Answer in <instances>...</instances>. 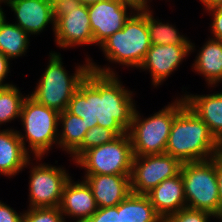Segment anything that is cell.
Wrapping results in <instances>:
<instances>
[{
  "mask_svg": "<svg viewBox=\"0 0 222 222\" xmlns=\"http://www.w3.org/2000/svg\"><path fill=\"white\" fill-rule=\"evenodd\" d=\"M89 63L90 71L70 99L67 111L83 118L88 129L98 125L117 136L124 135L136 109L133 91L125 88L110 65H97L91 57Z\"/></svg>",
  "mask_w": 222,
  "mask_h": 222,
  "instance_id": "obj_1",
  "label": "cell"
},
{
  "mask_svg": "<svg viewBox=\"0 0 222 222\" xmlns=\"http://www.w3.org/2000/svg\"><path fill=\"white\" fill-rule=\"evenodd\" d=\"M165 153L181 163L205 161L220 154V143L185 104L174 117Z\"/></svg>",
  "mask_w": 222,
  "mask_h": 222,
  "instance_id": "obj_2",
  "label": "cell"
},
{
  "mask_svg": "<svg viewBox=\"0 0 222 222\" xmlns=\"http://www.w3.org/2000/svg\"><path fill=\"white\" fill-rule=\"evenodd\" d=\"M48 60L49 63L36 83L35 89L28 95L39 104L60 113L67 110L70 99L90 71V58L88 56L85 58V63L77 65L72 74L63 66L59 52H49Z\"/></svg>",
  "mask_w": 222,
  "mask_h": 222,
  "instance_id": "obj_3",
  "label": "cell"
},
{
  "mask_svg": "<svg viewBox=\"0 0 222 222\" xmlns=\"http://www.w3.org/2000/svg\"><path fill=\"white\" fill-rule=\"evenodd\" d=\"M151 45L146 7L138 8L123 28L107 38L99 48L109 64L132 67L133 70L139 68Z\"/></svg>",
  "mask_w": 222,
  "mask_h": 222,
  "instance_id": "obj_4",
  "label": "cell"
},
{
  "mask_svg": "<svg viewBox=\"0 0 222 222\" xmlns=\"http://www.w3.org/2000/svg\"><path fill=\"white\" fill-rule=\"evenodd\" d=\"M184 105V98L178 96L146 118L136 108L128 131L133 156L164 154L174 117Z\"/></svg>",
  "mask_w": 222,
  "mask_h": 222,
  "instance_id": "obj_5",
  "label": "cell"
},
{
  "mask_svg": "<svg viewBox=\"0 0 222 222\" xmlns=\"http://www.w3.org/2000/svg\"><path fill=\"white\" fill-rule=\"evenodd\" d=\"M19 121L22 122L24 132L17 130L19 138L32 157H44L55 144L58 148L57 110L39 104L28 95L23 101Z\"/></svg>",
  "mask_w": 222,
  "mask_h": 222,
  "instance_id": "obj_6",
  "label": "cell"
},
{
  "mask_svg": "<svg viewBox=\"0 0 222 222\" xmlns=\"http://www.w3.org/2000/svg\"><path fill=\"white\" fill-rule=\"evenodd\" d=\"M186 206L220 217V201L216 176V156L212 159L182 163Z\"/></svg>",
  "mask_w": 222,
  "mask_h": 222,
  "instance_id": "obj_7",
  "label": "cell"
},
{
  "mask_svg": "<svg viewBox=\"0 0 222 222\" xmlns=\"http://www.w3.org/2000/svg\"><path fill=\"white\" fill-rule=\"evenodd\" d=\"M133 157L132 142L127 132L112 142L88 149L73 164L84 169V174H131Z\"/></svg>",
  "mask_w": 222,
  "mask_h": 222,
  "instance_id": "obj_8",
  "label": "cell"
},
{
  "mask_svg": "<svg viewBox=\"0 0 222 222\" xmlns=\"http://www.w3.org/2000/svg\"><path fill=\"white\" fill-rule=\"evenodd\" d=\"M33 158L28 160V165L32 166L29 167L28 208L59 207L64 186L72 177L71 174L67 173L62 165L42 163L43 157ZM34 160H36L35 165L34 162H30Z\"/></svg>",
  "mask_w": 222,
  "mask_h": 222,
  "instance_id": "obj_9",
  "label": "cell"
},
{
  "mask_svg": "<svg viewBox=\"0 0 222 222\" xmlns=\"http://www.w3.org/2000/svg\"><path fill=\"white\" fill-rule=\"evenodd\" d=\"M56 47L71 48L94 45L93 33L90 29L88 5L78 0L59 3L54 8Z\"/></svg>",
  "mask_w": 222,
  "mask_h": 222,
  "instance_id": "obj_10",
  "label": "cell"
},
{
  "mask_svg": "<svg viewBox=\"0 0 222 222\" xmlns=\"http://www.w3.org/2000/svg\"><path fill=\"white\" fill-rule=\"evenodd\" d=\"M181 165L177 158L166 153L134 156L130 174L131 192L146 195L162 181L176 176Z\"/></svg>",
  "mask_w": 222,
  "mask_h": 222,
  "instance_id": "obj_11",
  "label": "cell"
},
{
  "mask_svg": "<svg viewBox=\"0 0 222 222\" xmlns=\"http://www.w3.org/2000/svg\"><path fill=\"white\" fill-rule=\"evenodd\" d=\"M137 9L135 4L126 0H101L88 5L94 44L100 46L107 38L121 30Z\"/></svg>",
  "mask_w": 222,
  "mask_h": 222,
  "instance_id": "obj_12",
  "label": "cell"
},
{
  "mask_svg": "<svg viewBox=\"0 0 222 222\" xmlns=\"http://www.w3.org/2000/svg\"><path fill=\"white\" fill-rule=\"evenodd\" d=\"M195 47L192 41L191 45H151L138 69L149 72L152 85L157 88L197 50Z\"/></svg>",
  "mask_w": 222,
  "mask_h": 222,
  "instance_id": "obj_13",
  "label": "cell"
},
{
  "mask_svg": "<svg viewBox=\"0 0 222 222\" xmlns=\"http://www.w3.org/2000/svg\"><path fill=\"white\" fill-rule=\"evenodd\" d=\"M3 3L14 12V24L30 36L39 35L49 24L55 31L54 7L48 0H0Z\"/></svg>",
  "mask_w": 222,
  "mask_h": 222,
  "instance_id": "obj_14",
  "label": "cell"
},
{
  "mask_svg": "<svg viewBox=\"0 0 222 222\" xmlns=\"http://www.w3.org/2000/svg\"><path fill=\"white\" fill-rule=\"evenodd\" d=\"M59 208L65 220L69 217L73 222H86L98 209L87 182L84 179L74 181L72 177L64 186Z\"/></svg>",
  "mask_w": 222,
  "mask_h": 222,
  "instance_id": "obj_15",
  "label": "cell"
},
{
  "mask_svg": "<svg viewBox=\"0 0 222 222\" xmlns=\"http://www.w3.org/2000/svg\"><path fill=\"white\" fill-rule=\"evenodd\" d=\"M98 208L117 206L130 193V174H84Z\"/></svg>",
  "mask_w": 222,
  "mask_h": 222,
  "instance_id": "obj_16",
  "label": "cell"
},
{
  "mask_svg": "<svg viewBox=\"0 0 222 222\" xmlns=\"http://www.w3.org/2000/svg\"><path fill=\"white\" fill-rule=\"evenodd\" d=\"M163 221L187 207L181 173L162 181L146 194Z\"/></svg>",
  "mask_w": 222,
  "mask_h": 222,
  "instance_id": "obj_17",
  "label": "cell"
},
{
  "mask_svg": "<svg viewBox=\"0 0 222 222\" xmlns=\"http://www.w3.org/2000/svg\"><path fill=\"white\" fill-rule=\"evenodd\" d=\"M23 147L17 129L7 127L0 129V175L15 177L24 168L29 167L32 157Z\"/></svg>",
  "mask_w": 222,
  "mask_h": 222,
  "instance_id": "obj_18",
  "label": "cell"
},
{
  "mask_svg": "<svg viewBox=\"0 0 222 222\" xmlns=\"http://www.w3.org/2000/svg\"><path fill=\"white\" fill-rule=\"evenodd\" d=\"M181 96L185 104L208 126L216 140L222 142V90L211 94H189Z\"/></svg>",
  "mask_w": 222,
  "mask_h": 222,
  "instance_id": "obj_19",
  "label": "cell"
},
{
  "mask_svg": "<svg viewBox=\"0 0 222 222\" xmlns=\"http://www.w3.org/2000/svg\"><path fill=\"white\" fill-rule=\"evenodd\" d=\"M192 69L203 75L208 88H216L222 83V41L208 37L198 50ZM218 85V86H217Z\"/></svg>",
  "mask_w": 222,
  "mask_h": 222,
  "instance_id": "obj_20",
  "label": "cell"
},
{
  "mask_svg": "<svg viewBox=\"0 0 222 222\" xmlns=\"http://www.w3.org/2000/svg\"><path fill=\"white\" fill-rule=\"evenodd\" d=\"M6 18L0 5V51L9 60H14L26 55L31 36Z\"/></svg>",
  "mask_w": 222,
  "mask_h": 222,
  "instance_id": "obj_21",
  "label": "cell"
},
{
  "mask_svg": "<svg viewBox=\"0 0 222 222\" xmlns=\"http://www.w3.org/2000/svg\"><path fill=\"white\" fill-rule=\"evenodd\" d=\"M120 222H164L147 195L130 193L118 204Z\"/></svg>",
  "mask_w": 222,
  "mask_h": 222,
  "instance_id": "obj_22",
  "label": "cell"
},
{
  "mask_svg": "<svg viewBox=\"0 0 222 222\" xmlns=\"http://www.w3.org/2000/svg\"><path fill=\"white\" fill-rule=\"evenodd\" d=\"M58 148L71 154L81 143L89 130L83 118L72 115L67 110L59 113ZM61 126V127H60Z\"/></svg>",
  "mask_w": 222,
  "mask_h": 222,
  "instance_id": "obj_23",
  "label": "cell"
},
{
  "mask_svg": "<svg viewBox=\"0 0 222 222\" xmlns=\"http://www.w3.org/2000/svg\"><path fill=\"white\" fill-rule=\"evenodd\" d=\"M151 9L147 7V27L152 45H191V40L181 35L175 25L155 18Z\"/></svg>",
  "mask_w": 222,
  "mask_h": 222,
  "instance_id": "obj_24",
  "label": "cell"
},
{
  "mask_svg": "<svg viewBox=\"0 0 222 222\" xmlns=\"http://www.w3.org/2000/svg\"><path fill=\"white\" fill-rule=\"evenodd\" d=\"M27 96L14 84L0 86V127L20 119L22 104Z\"/></svg>",
  "mask_w": 222,
  "mask_h": 222,
  "instance_id": "obj_25",
  "label": "cell"
},
{
  "mask_svg": "<svg viewBox=\"0 0 222 222\" xmlns=\"http://www.w3.org/2000/svg\"><path fill=\"white\" fill-rule=\"evenodd\" d=\"M118 136L112 131L102 126H95L89 129L82 140V143L70 154L74 162L82 153L88 149L112 142Z\"/></svg>",
  "mask_w": 222,
  "mask_h": 222,
  "instance_id": "obj_26",
  "label": "cell"
},
{
  "mask_svg": "<svg viewBox=\"0 0 222 222\" xmlns=\"http://www.w3.org/2000/svg\"><path fill=\"white\" fill-rule=\"evenodd\" d=\"M23 214L29 222H67L59 207L28 208Z\"/></svg>",
  "mask_w": 222,
  "mask_h": 222,
  "instance_id": "obj_27",
  "label": "cell"
},
{
  "mask_svg": "<svg viewBox=\"0 0 222 222\" xmlns=\"http://www.w3.org/2000/svg\"><path fill=\"white\" fill-rule=\"evenodd\" d=\"M215 218L209 212L185 207L177 213L168 216L164 222H210L211 219L214 220Z\"/></svg>",
  "mask_w": 222,
  "mask_h": 222,
  "instance_id": "obj_28",
  "label": "cell"
},
{
  "mask_svg": "<svg viewBox=\"0 0 222 222\" xmlns=\"http://www.w3.org/2000/svg\"><path fill=\"white\" fill-rule=\"evenodd\" d=\"M86 222H120L118 205L113 207L98 208Z\"/></svg>",
  "mask_w": 222,
  "mask_h": 222,
  "instance_id": "obj_29",
  "label": "cell"
},
{
  "mask_svg": "<svg viewBox=\"0 0 222 222\" xmlns=\"http://www.w3.org/2000/svg\"><path fill=\"white\" fill-rule=\"evenodd\" d=\"M208 15L212 16V23L210 24V38L222 41V6L206 11Z\"/></svg>",
  "mask_w": 222,
  "mask_h": 222,
  "instance_id": "obj_30",
  "label": "cell"
},
{
  "mask_svg": "<svg viewBox=\"0 0 222 222\" xmlns=\"http://www.w3.org/2000/svg\"><path fill=\"white\" fill-rule=\"evenodd\" d=\"M23 212L17 213L12 207L0 200V222H20Z\"/></svg>",
  "mask_w": 222,
  "mask_h": 222,
  "instance_id": "obj_31",
  "label": "cell"
},
{
  "mask_svg": "<svg viewBox=\"0 0 222 222\" xmlns=\"http://www.w3.org/2000/svg\"><path fill=\"white\" fill-rule=\"evenodd\" d=\"M10 73V60L0 51V86H8L13 83L5 82Z\"/></svg>",
  "mask_w": 222,
  "mask_h": 222,
  "instance_id": "obj_32",
  "label": "cell"
},
{
  "mask_svg": "<svg viewBox=\"0 0 222 222\" xmlns=\"http://www.w3.org/2000/svg\"><path fill=\"white\" fill-rule=\"evenodd\" d=\"M216 176L220 201V215L222 214V155H216Z\"/></svg>",
  "mask_w": 222,
  "mask_h": 222,
  "instance_id": "obj_33",
  "label": "cell"
},
{
  "mask_svg": "<svg viewBox=\"0 0 222 222\" xmlns=\"http://www.w3.org/2000/svg\"><path fill=\"white\" fill-rule=\"evenodd\" d=\"M205 7V12L222 6V0H199Z\"/></svg>",
  "mask_w": 222,
  "mask_h": 222,
  "instance_id": "obj_34",
  "label": "cell"
},
{
  "mask_svg": "<svg viewBox=\"0 0 222 222\" xmlns=\"http://www.w3.org/2000/svg\"><path fill=\"white\" fill-rule=\"evenodd\" d=\"M126 1L135 4L138 8L151 7L150 3L152 2V0H126Z\"/></svg>",
  "mask_w": 222,
  "mask_h": 222,
  "instance_id": "obj_35",
  "label": "cell"
},
{
  "mask_svg": "<svg viewBox=\"0 0 222 222\" xmlns=\"http://www.w3.org/2000/svg\"><path fill=\"white\" fill-rule=\"evenodd\" d=\"M78 1L83 5H90V4L96 3L101 0H78Z\"/></svg>",
  "mask_w": 222,
  "mask_h": 222,
  "instance_id": "obj_36",
  "label": "cell"
},
{
  "mask_svg": "<svg viewBox=\"0 0 222 222\" xmlns=\"http://www.w3.org/2000/svg\"><path fill=\"white\" fill-rule=\"evenodd\" d=\"M48 1L55 8L59 3L66 2L68 0H48Z\"/></svg>",
  "mask_w": 222,
  "mask_h": 222,
  "instance_id": "obj_37",
  "label": "cell"
},
{
  "mask_svg": "<svg viewBox=\"0 0 222 222\" xmlns=\"http://www.w3.org/2000/svg\"><path fill=\"white\" fill-rule=\"evenodd\" d=\"M20 222H29V221L23 216Z\"/></svg>",
  "mask_w": 222,
  "mask_h": 222,
  "instance_id": "obj_38",
  "label": "cell"
},
{
  "mask_svg": "<svg viewBox=\"0 0 222 222\" xmlns=\"http://www.w3.org/2000/svg\"><path fill=\"white\" fill-rule=\"evenodd\" d=\"M220 154L222 155V142L220 143Z\"/></svg>",
  "mask_w": 222,
  "mask_h": 222,
  "instance_id": "obj_39",
  "label": "cell"
},
{
  "mask_svg": "<svg viewBox=\"0 0 222 222\" xmlns=\"http://www.w3.org/2000/svg\"><path fill=\"white\" fill-rule=\"evenodd\" d=\"M217 220H219L220 222H222V214L220 215V217H219Z\"/></svg>",
  "mask_w": 222,
  "mask_h": 222,
  "instance_id": "obj_40",
  "label": "cell"
}]
</instances>
